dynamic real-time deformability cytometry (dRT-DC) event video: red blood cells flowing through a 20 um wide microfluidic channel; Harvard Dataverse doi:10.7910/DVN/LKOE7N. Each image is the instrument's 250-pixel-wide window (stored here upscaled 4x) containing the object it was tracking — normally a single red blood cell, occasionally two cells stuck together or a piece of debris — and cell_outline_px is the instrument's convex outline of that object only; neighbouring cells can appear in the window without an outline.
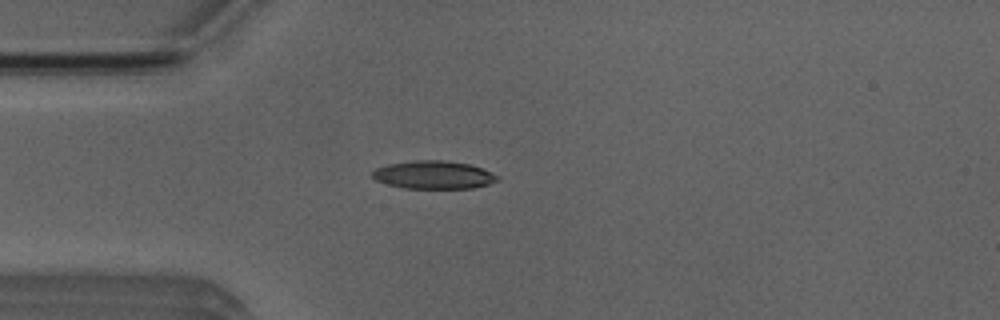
{"species": "Egyptian fruit bat (a non-hibernating species)", "species_latin": "Rousettus aegyptiacus", "temperature_condition": "room temperature", "stored_images_in_passage": 4, "camera_frame_rate_fps": 3000, "um_per_image_px": 0.085, "animal": {"sex": "male"}, "frame": {"image": 1, "passage_image": 3, "time_ms": 3.333, "image_size_px": [1000, 320], "cell_outline_px": [[500, 180], [488, 184], [472, 188], [404, 188], [388, 184], [376, 180], [372, 176], [372, 172], [376, 168], [388, 164], [416, 160], [444, 160], [468, 164], [480, 168], [500, 176]], "centroid_in_image_um": [36.86, 14.86], "position_along_channel_um": 48.1, "area_um2": 20.29}}